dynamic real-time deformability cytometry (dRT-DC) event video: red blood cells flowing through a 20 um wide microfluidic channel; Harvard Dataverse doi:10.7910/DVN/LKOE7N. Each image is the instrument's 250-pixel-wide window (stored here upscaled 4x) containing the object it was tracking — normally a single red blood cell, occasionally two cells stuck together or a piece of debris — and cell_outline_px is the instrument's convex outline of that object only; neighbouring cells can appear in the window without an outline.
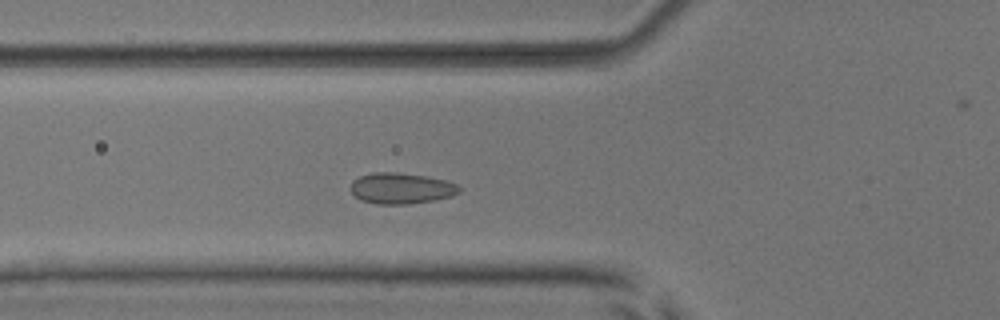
{"species": "common noctule bat (a hibernating species)", "species_latin": "Nyctalus noctula", "temperature_condition": "room temperature", "stored_images_in_passage": 41, "camera_frame_rate_fps": 3000, "um_per_image_px": 0.085, "animal": {"sex": "male", "body_mass_g": 17.9, "forearm_length_mm": 54.2}, "frame": {"image": 1, "passage_image": 8, "time_ms": 2.333, "image_size_px": [1000, 320], "cell_outline_px": [[460, 192], [452, 196], [436, 200], [408, 204], [376, 204], [360, 200], [348, 188], [352, 180], [360, 176], [372, 172], [396, 172], [428, 176], [444, 180], [456, 184], [460, 188]], "centroid_in_image_um": [34.07, 16.0], "position_along_channel_um": 91.7, "area_um2": 19.83}}
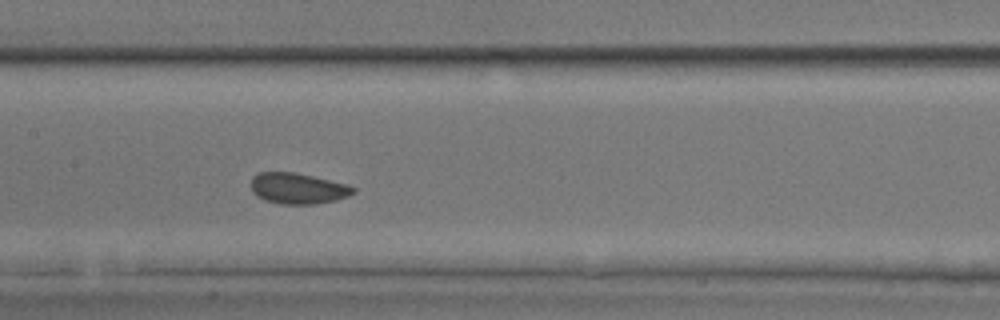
{"frame": {"image": 2, "passage_image": 15, "time_ms": 4.667, "image_size_px": [1000, 320], "cell_outline_px": [[356, 192], [348, 196], [336, 200], [312, 204], [280, 204], [264, 200], [256, 196], [252, 192], [252, 176], [260, 172], [296, 172], [348, 184], [356, 188]], "centroid_in_image_um": [25.33, 16.01], "position_along_channel_um": 182.1, "area_um2": 18.55}}
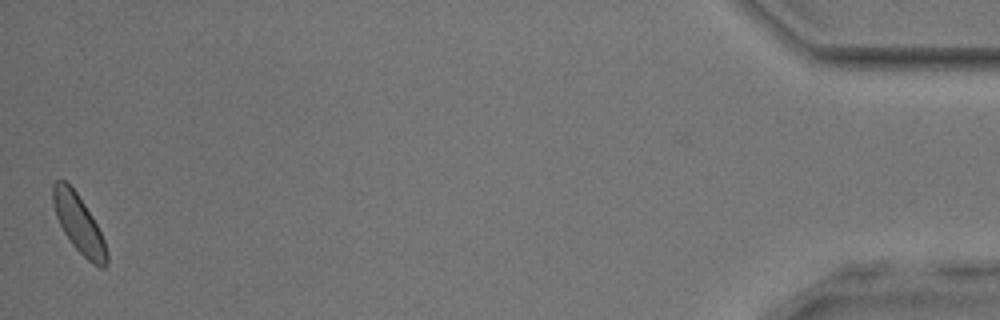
{"frame": {"image": 3, "passage_image": 41, "time_ms": 13.333, "image_size_px": [1000, 320], "cell_outline_px": [[108, 264], [104, 268], [100, 268], [92, 264], [72, 244], [64, 232], [56, 216], [52, 200], [52, 184], [56, 180], [64, 180], [76, 192], [92, 216], [104, 240], [108, 252]], "centroid_in_image_um": [6.7, 19.05], "position_along_channel_um": 428.5, "area_um2": 17.98}}